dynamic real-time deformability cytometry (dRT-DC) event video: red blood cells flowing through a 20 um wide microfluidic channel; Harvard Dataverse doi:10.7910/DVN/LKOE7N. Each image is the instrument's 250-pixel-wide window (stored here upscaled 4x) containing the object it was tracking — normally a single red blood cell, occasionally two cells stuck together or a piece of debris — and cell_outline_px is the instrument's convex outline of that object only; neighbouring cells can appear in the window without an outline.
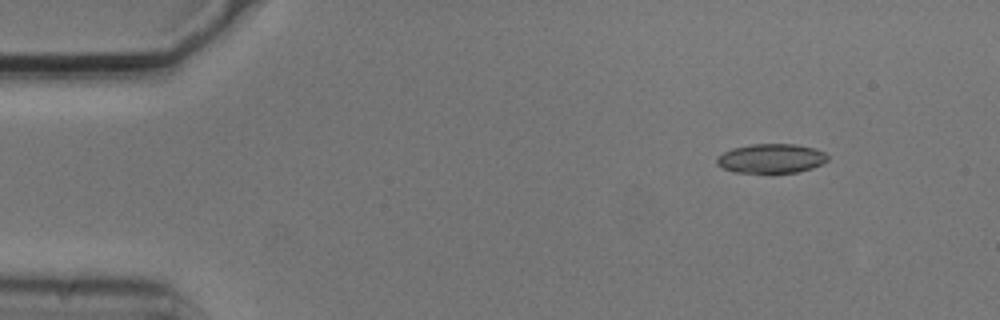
{"species": "common noctule bat (a hibernating species)", "species_latin": "Nyctalus noctula", "temperature_condition": "cold", "stored_images_in_passage": 4, "camera_frame_rate_fps": 3000, "um_per_image_px": 0.085, "animal": {"sex": "male", "body_mass_g": 20.5, "forearm_length_mm": 52.5}, "frame": {"image": 1, "passage_image": 2, "time_ms": 0.333, "image_size_px": [1000, 320], "cell_outline_px": [[828, 160], [812, 168], [796, 172], [772, 176], [732, 172], [716, 164], [716, 160], [724, 152], [732, 148], [752, 144], [796, 144], [816, 148], [824, 152], [828, 156]], "centroid_in_image_um": [65.55, 13.52], "position_along_channel_um": 19.5, "area_um2": 19.71}}
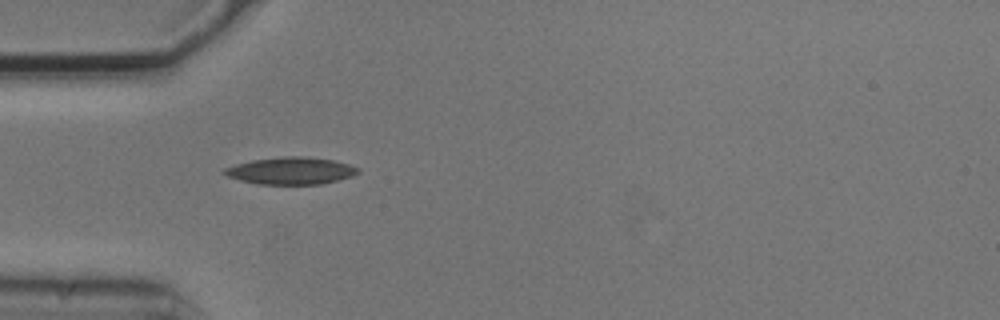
{"frame": {"image": 2, "passage_image": 4, "time_ms": 1.0, "image_size_px": [1000, 320], "cell_outline_px": [[360, 172], [352, 176], [320, 184], [256, 184], [240, 180], [228, 176], [220, 172], [224, 168], [236, 164], [252, 160], [284, 156], [300, 156], [332, 160], [348, 164], [360, 168]], "centroid_in_image_um": [24.7, 14.51], "position_along_channel_um": 60.3, "area_um2": 21.04}}